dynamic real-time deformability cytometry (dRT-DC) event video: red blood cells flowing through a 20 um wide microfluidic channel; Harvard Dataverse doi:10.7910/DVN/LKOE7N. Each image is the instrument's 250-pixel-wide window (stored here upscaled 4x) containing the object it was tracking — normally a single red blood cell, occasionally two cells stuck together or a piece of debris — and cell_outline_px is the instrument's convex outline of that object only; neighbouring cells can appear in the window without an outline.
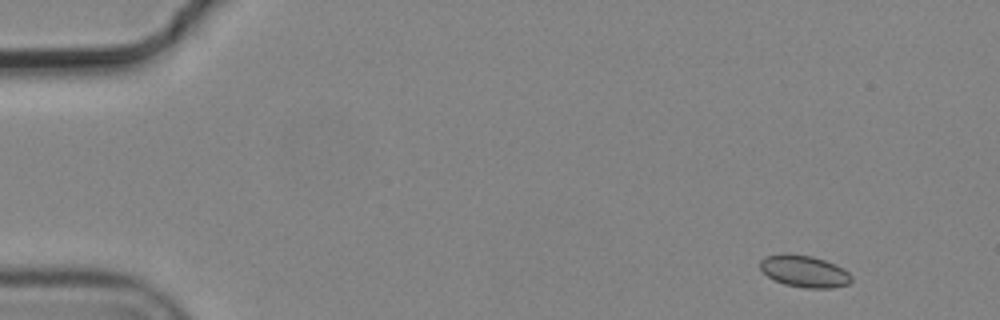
{"species": "common noctule bat (a hibernating species)", "species_latin": "Nyctalus noctula", "temperature_condition": "cold", "stored_images_in_passage": 3, "camera_frame_rate_fps": 3000, "um_per_image_px": 0.085, "animal": {"sex": "male", "body_mass_g": 19.2, "forearm_length_mm": 51.8}, "frame": {"image": 1, "passage_image": 1, "time_ms": 0.0, "image_size_px": [1000, 320], "cell_outline_px": [[852, 280], [848, 284], [832, 288], [804, 288], [784, 284], [768, 276], [760, 268], [760, 260], [764, 256], [784, 252], [788, 252], [812, 256], [836, 264], [844, 268], [852, 276]], "centroid_in_image_um": [68.37, 23.03], "position_along_channel_um": 16.6, "area_um2": 17.22}}